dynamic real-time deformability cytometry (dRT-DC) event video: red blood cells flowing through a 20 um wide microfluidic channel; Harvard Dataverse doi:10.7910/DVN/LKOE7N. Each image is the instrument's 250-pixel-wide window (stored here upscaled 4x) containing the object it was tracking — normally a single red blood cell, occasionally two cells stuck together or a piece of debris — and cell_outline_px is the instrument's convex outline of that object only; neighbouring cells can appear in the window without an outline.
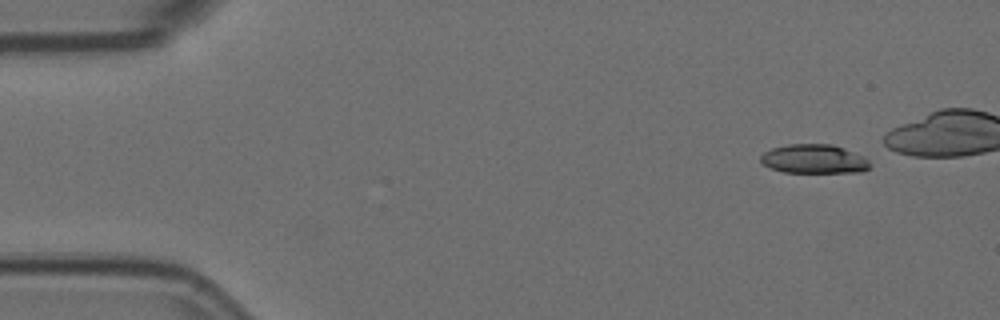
{"species": "Egyptian fruit bat (a non-hibernating species)", "species_latin": "Rousettus aegyptiacus", "temperature_condition": "room temperature", "stored_images_in_passage": 6, "camera_frame_rate_fps": 3000, "um_per_image_px": 0.085, "animal": {"sex": "female"}, "frame": {"image": 1, "passage_image": 1, "time_ms": 0.0, "image_size_px": [1000, 320], "cell_outline_px": [[872, 164], [868, 168], [860, 172], [784, 172], [772, 168], [764, 164], [760, 160], [760, 156], [764, 152], [772, 148], [788, 144], [832, 144], [864, 156]], "centroid_in_image_um": [69.2, 13.51], "position_along_channel_um": 15.8, "area_um2": 18.38}}